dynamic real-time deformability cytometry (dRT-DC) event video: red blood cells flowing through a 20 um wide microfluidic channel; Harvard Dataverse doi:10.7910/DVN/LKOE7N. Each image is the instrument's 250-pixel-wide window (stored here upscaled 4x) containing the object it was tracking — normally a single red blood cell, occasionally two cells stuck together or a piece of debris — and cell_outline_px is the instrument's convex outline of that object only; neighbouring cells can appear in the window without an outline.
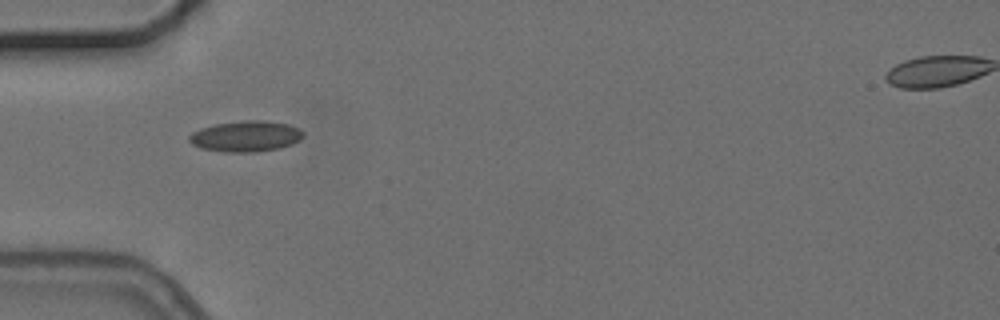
{"species": "common noctule bat (a hibernating species)", "species_latin": "Nyctalus noctula", "temperature_condition": "cold", "stored_images_in_passage": 1, "camera_frame_rate_fps": 3000, "um_per_image_px": 0.085, "animal": {"sex": "female", "body_mass_g": 24.6, "forearm_length_mm": 56.2}, "frame": {"image": 1, "passage_image": 1, "time_ms": 0.0, "image_size_px": [1000, 320], "cell_outline_px": [[304, 136], [300, 140], [292, 144], [280, 148], [256, 152], [224, 152], [200, 148], [192, 144], [188, 140], [188, 136], [192, 132], [200, 128], [216, 124], [244, 120], [264, 120], [288, 124], [300, 128], [304, 132]], "centroid_in_image_um": [20.9, 11.58], "position_along_channel_um": 64.1, "area_um2": 20.75}}